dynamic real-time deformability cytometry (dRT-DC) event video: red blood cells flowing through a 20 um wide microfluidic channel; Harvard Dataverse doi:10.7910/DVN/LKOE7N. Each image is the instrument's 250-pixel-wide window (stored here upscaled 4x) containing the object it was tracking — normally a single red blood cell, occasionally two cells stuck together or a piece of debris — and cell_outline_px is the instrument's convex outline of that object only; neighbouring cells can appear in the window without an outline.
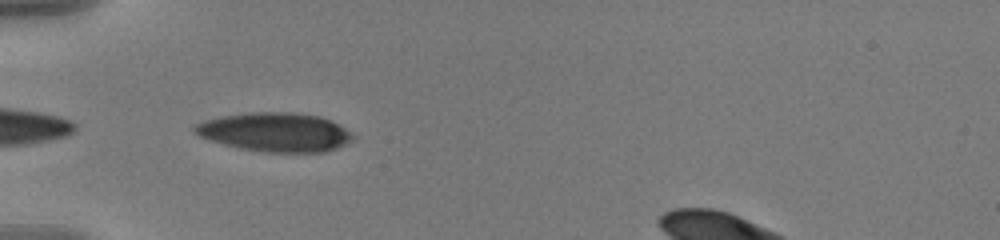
{"species": "human", "species_latin": "Homo sapiens", "temperature_condition": "warm", "stored_images_in_passage": 39, "camera_frame_rate_fps": 3000, "um_per_image_px": 0.085, "donor": {"sex": "male"}, "frame": {"image": 1, "passage_image": 1, "time_ms": 0.0, "image_size_px": [1000, 240], "cell_outline_px": [[352, 140], [336, 148], [324, 152], [264, 152], [240, 148], [224, 144], [200, 136], [192, 128], [196, 124], [204, 120], [220, 116], [248, 112], [296, 112], [320, 116], [344, 128], [352, 136]], "centroid_in_image_um": [23.35, 11.22], "position_along_channel_um": 61.6, "area_um2": 35.55}}
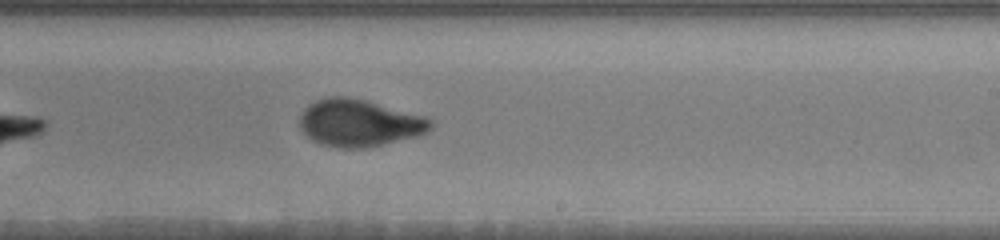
{"frame": {"image": 2, "passage_image": 18, "time_ms": 5.667, "image_size_px": [1000, 240], "cell_outline_px": [[432, 128], [428, 132], [416, 136], [364, 148], [340, 148], [320, 144], [312, 140], [300, 128], [300, 116], [304, 108], [308, 104], [324, 96], [348, 96], [364, 100], [424, 116], [432, 120]], "centroid_in_image_um": [30.5, 10.44], "position_along_channel_um": 258.5, "area_um2": 35.84}}
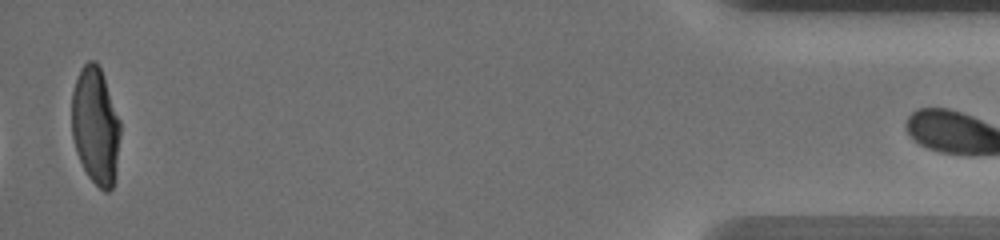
{"frame": {"image": 3, "passage_image": 38, "time_ms": 12.333, "image_size_px": [1000, 240], "cell_outline_px": [[120, 136], [116, 176], [112, 188], [108, 192], [104, 192], [88, 176], [76, 152], [72, 136], [72, 92], [80, 68], [88, 60], [96, 60], [104, 76], [120, 120]], "centroid_in_image_um": [8.13, 10.7], "position_along_channel_um": 427.1, "area_um2": 33.41}}